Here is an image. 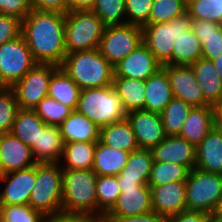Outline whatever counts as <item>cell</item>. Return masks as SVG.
I'll return each instance as SVG.
<instances>
[{
	"label": "cell",
	"instance_id": "cell-8",
	"mask_svg": "<svg viewBox=\"0 0 222 222\" xmlns=\"http://www.w3.org/2000/svg\"><path fill=\"white\" fill-rule=\"evenodd\" d=\"M186 183V208L212 214L222 195V175L194 168Z\"/></svg>",
	"mask_w": 222,
	"mask_h": 222
},
{
	"label": "cell",
	"instance_id": "cell-37",
	"mask_svg": "<svg viewBox=\"0 0 222 222\" xmlns=\"http://www.w3.org/2000/svg\"><path fill=\"white\" fill-rule=\"evenodd\" d=\"M189 169L183 165L153 161L148 186H160L171 182H185Z\"/></svg>",
	"mask_w": 222,
	"mask_h": 222
},
{
	"label": "cell",
	"instance_id": "cell-9",
	"mask_svg": "<svg viewBox=\"0 0 222 222\" xmlns=\"http://www.w3.org/2000/svg\"><path fill=\"white\" fill-rule=\"evenodd\" d=\"M58 68L53 64L36 63L12 86L19 109L33 110L47 97L50 79Z\"/></svg>",
	"mask_w": 222,
	"mask_h": 222
},
{
	"label": "cell",
	"instance_id": "cell-34",
	"mask_svg": "<svg viewBox=\"0 0 222 222\" xmlns=\"http://www.w3.org/2000/svg\"><path fill=\"white\" fill-rule=\"evenodd\" d=\"M153 156L150 149H137L129 155L126 166L120 172L123 179L139 180L148 185Z\"/></svg>",
	"mask_w": 222,
	"mask_h": 222
},
{
	"label": "cell",
	"instance_id": "cell-26",
	"mask_svg": "<svg viewBox=\"0 0 222 222\" xmlns=\"http://www.w3.org/2000/svg\"><path fill=\"white\" fill-rule=\"evenodd\" d=\"M130 153L114 149L98 140L92 170L97 176H117L126 166Z\"/></svg>",
	"mask_w": 222,
	"mask_h": 222
},
{
	"label": "cell",
	"instance_id": "cell-20",
	"mask_svg": "<svg viewBox=\"0 0 222 222\" xmlns=\"http://www.w3.org/2000/svg\"><path fill=\"white\" fill-rule=\"evenodd\" d=\"M195 168L222 175V128L214 126L196 146Z\"/></svg>",
	"mask_w": 222,
	"mask_h": 222
},
{
	"label": "cell",
	"instance_id": "cell-51",
	"mask_svg": "<svg viewBox=\"0 0 222 222\" xmlns=\"http://www.w3.org/2000/svg\"><path fill=\"white\" fill-rule=\"evenodd\" d=\"M95 0H74L68 7L69 11H91Z\"/></svg>",
	"mask_w": 222,
	"mask_h": 222
},
{
	"label": "cell",
	"instance_id": "cell-10",
	"mask_svg": "<svg viewBox=\"0 0 222 222\" xmlns=\"http://www.w3.org/2000/svg\"><path fill=\"white\" fill-rule=\"evenodd\" d=\"M143 40V27L131 24L106 26L100 40V53L115 66Z\"/></svg>",
	"mask_w": 222,
	"mask_h": 222
},
{
	"label": "cell",
	"instance_id": "cell-49",
	"mask_svg": "<svg viewBox=\"0 0 222 222\" xmlns=\"http://www.w3.org/2000/svg\"><path fill=\"white\" fill-rule=\"evenodd\" d=\"M164 222H212L211 215L202 211H183L164 218Z\"/></svg>",
	"mask_w": 222,
	"mask_h": 222
},
{
	"label": "cell",
	"instance_id": "cell-29",
	"mask_svg": "<svg viewBox=\"0 0 222 222\" xmlns=\"http://www.w3.org/2000/svg\"><path fill=\"white\" fill-rule=\"evenodd\" d=\"M46 123L31 109H19L11 133L31 149L38 144V137Z\"/></svg>",
	"mask_w": 222,
	"mask_h": 222
},
{
	"label": "cell",
	"instance_id": "cell-22",
	"mask_svg": "<svg viewBox=\"0 0 222 222\" xmlns=\"http://www.w3.org/2000/svg\"><path fill=\"white\" fill-rule=\"evenodd\" d=\"M144 110L161 113L173 99L166 70L162 67L145 80Z\"/></svg>",
	"mask_w": 222,
	"mask_h": 222
},
{
	"label": "cell",
	"instance_id": "cell-43",
	"mask_svg": "<svg viewBox=\"0 0 222 222\" xmlns=\"http://www.w3.org/2000/svg\"><path fill=\"white\" fill-rule=\"evenodd\" d=\"M43 215L30 205H0V222H41Z\"/></svg>",
	"mask_w": 222,
	"mask_h": 222
},
{
	"label": "cell",
	"instance_id": "cell-56",
	"mask_svg": "<svg viewBox=\"0 0 222 222\" xmlns=\"http://www.w3.org/2000/svg\"><path fill=\"white\" fill-rule=\"evenodd\" d=\"M63 1L67 7H69L74 2V0H63Z\"/></svg>",
	"mask_w": 222,
	"mask_h": 222
},
{
	"label": "cell",
	"instance_id": "cell-25",
	"mask_svg": "<svg viewBox=\"0 0 222 222\" xmlns=\"http://www.w3.org/2000/svg\"><path fill=\"white\" fill-rule=\"evenodd\" d=\"M191 67L202 89L204 100L214 106L222 99V81L213 62L200 58Z\"/></svg>",
	"mask_w": 222,
	"mask_h": 222
},
{
	"label": "cell",
	"instance_id": "cell-52",
	"mask_svg": "<svg viewBox=\"0 0 222 222\" xmlns=\"http://www.w3.org/2000/svg\"><path fill=\"white\" fill-rule=\"evenodd\" d=\"M116 178L120 186L121 192H124V189L138 188L140 185H143V183L139 180L123 179L120 174H118Z\"/></svg>",
	"mask_w": 222,
	"mask_h": 222
},
{
	"label": "cell",
	"instance_id": "cell-16",
	"mask_svg": "<svg viewBox=\"0 0 222 222\" xmlns=\"http://www.w3.org/2000/svg\"><path fill=\"white\" fill-rule=\"evenodd\" d=\"M152 207L163 218L186 211V183L171 182L160 186H149Z\"/></svg>",
	"mask_w": 222,
	"mask_h": 222
},
{
	"label": "cell",
	"instance_id": "cell-5",
	"mask_svg": "<svg viewBox=\"0 0 222 222\" xmlns=\"http://www.w3.org/2000/svg\"><path fill=\"white\" fill-rule=\"evenodd\" d=\"M105 25L91 11H67L65 13L66 53L97 49L103 36Z\"/></svg>",
	"mask_w": 222,
	"mask_h": 222
},
{
	"label": "cell",
	"instance_id": "cell-41",
	"mask_svg": "<svg viewBox=\"0 0 222 222\" xmlns=\"http://www.w3.org/2000/svg\"><path fill=\"white\" fill-rule=\"evenodd\" d=\"M187 0H153L149 23H165L186 13Z\"/></svg>",
	"mask_w": 222,
	"mask_h": 222
},
{
	"label": "cell",
	"instance_id": "cell-11",
	"mask_svg": "<svg viewBox=\"0 0 222 222\" xmlns=\"http://www.w3.org/2000/svg\"><path fill=\"white\" fill-rule=\"evenodd\" d=\"M35 64L22 34L0 45V81L5 87H12Z\"/></svg>",
	"mask_w": 222,
	"mask_h": 222
},
{
	"label": "cell",
	"instance_id": "cell-28",
	"mask_svg": "<svg viewBox=\"0 0 222 222\" xmlns=\"http://www.w3.org/2000/svg\"><path fill=\"white\" fill-rule=\"evenodd\" d=\"M99 141L121 151L132 152L139 149L127 118L101 127Z\"/></svg>",
	"mask_w": 222,
	"mask_h": 222
},
{
	"label": "cell",
	"instance_id": "cell-1",
	"mask_svg": "<svg viewBox=\"0 0 222 222\" xmlns=\"http://www.w3.org/2000/svg\"><path fill=\"white\" fill-rule=\"evenodd\" d=\"M36 63L58 67L66 56L65 14L33 10L22 20V31Z\"/></svg>",
	"mask_w": 222,
	"mask_h": 222
},
{
	"label": "cell",
	"instance_id": "cell-4",
	"mask_svg": "<svg viewBox=\"0 0 222 222\" xmlns=\"http://www.w3.org/2000/svg\"><path fill=\"white\" fill-rule=\"evenodd\" d=\"M76 111L99 128L123 120L127 116L113 85L81 90Z\"/></svg>",
	"mask_w": 222,
	"mask_h": 222
},
{
	"label": "cell",
	"instance_id": "cell-18",
	"mask_svg": "<svg viewBox=\"0 0 222 222\" xmlns=\"http://www.w3.org/2000/svg\"><path fill=\"white\" fill-rule=\"evenodd\" d=\"M153 161L172 162L192 170L196 166V147L178 136H166L151 149Z\"/></svg>",
	"mask_w": 222,
	"mask_h": 222
},
{
	"label": "cell",
	"instance_id": "cell-38",
	"mask_svg": "<svg viewBox=\"0 0 222 222\" xmlns=\"http://www.w3.org/2000/svg\"><path fill=\"white\" fill-rule=\"evenodd\" d=\"M91 12L95 13L105 26L126 24L125 0H95Z\"/></svg>",
	"mask_w": 222,
	"mask_h": 222
},
{
	"label": "cell",
	"instance_id": "cell-54",
	"mask_svg": "<svg viewBox=\"0 0 222 222\" xmlns=\"http://www.w3.org/2000/svg\"><path fill=\"white\" fill-rule=\"evenodd\" d=\"M212 220H222V195L220 196L218 203L211 214Z\"/></svg>",
	"mask_w": 222,
	"mask_h": 222
},
{
	"label": "cell",
	"instance_id": "cell-14",
	"mask_svg": "<svg viewBox=\"0 0 222 222\" xmlns=\"http://www.w3.org/2000/svg\"><path fill=\"white\" fill-rule=\"evenodd\" d=\"M169 78L173 96L194 106L209 105L195 78L191 65H162Z\"/></svg>",
	"mask_w": 222,
	"mask_h": 222
},
{
	"label": "cell",
	"instance_id": "cell-42",
	"mask_svg": "<svg viewBox=\"0 0 222 222\" xmlns=\"http://www.w3.org/2000/svg\"><path fill=\"white\" fill-rule=\"evenodd\" d=\"M19 106L12 87L0 90V134L11 132Z\"/></svg>",
	"mask_w": 222,
	"mask_h": 222
},
{
	"label": "cell",
	"instance_id": "cell-31",
	"mask_svg": "<svg viewBox=\"0 0 222 222\" xmlns=\"http://www.w3.org/2000/svg\"><path fill=\"white\" fill-rule=\"evenodd\" d=\"M113 86L122 101L125 111L144 110L145 81L122 76H114Z\"/></svg>",
	"mask_w": 222,
	"mask_h": 222
},
{
	"label": "cell",
	"instance_id": "cell-55",
	"mask_svg": "<svg viewBox=\"0 0 222 222\" xmlns=\"http://www.w3.org/2000/svg\"><path fill=\"white\" fill-rule=\"evenodd\" d=\"M215 69L218 72V76L220 77L221 81H222V56H218L215 59L212 60Z\"/></svg>",
	"mask_w": 222,
	"mask_h": 222
},
{
	"label": "cell",
	"instance_id": "cell-24",
	"mask_svg": "<svg viewBox=\"0 0 222 222\" xmlns=\"http://www.w3.org/2000/svg\"><path fill=\"white\" fill-rule=\"evenodd\" d=\"M59 128L64 143L99 140L100 128L76 110L59 125Z\"/></svg>",
	"mask_w": 222,
	"mask_h": 222
},
{
	"label": "cell",
	"instance_id": "cell-21",
	"mask_svg": "<svg viewBox=\"0 0 222 222\" xmlns=\"http://www.w3.org/2000/svg\"><path fill=\"white\" fill-rule=\"evenodd\" d=\"M214 126L213 106H194L190 110L178 137L196 147Z\"/></svg>",
	"mask_w": 222,
	"mask_h": 222
},
{
	"label": "cell",
	"instance_id": "cell-44",
	"mask_svg": "<svg viewBox=\"0 0 222 222\" xmlns=\"http://www.w3.org/2000/svg\"><path fill=\"white\" fill-rule=\"evenodd\" d=\"M153 0H125L126 24L144 27L149 24Z\"/></svg>",
	"mask_w": 222,
	"mask_h": 222
},
{
	"label": "cell",
	"instance_id": "cell-13",
	"mask_svg": "<svg viewBox=\"0 0 222 222\" xmlns=\"http://www.w3.org/2000/svg\"><path fill=\"white\" fill-rule=\"evenodd\" d=\"M139 149H152L166 138L160 113L135 110L127 113Z\"/></svg>",
	"mask_w": 222,
	"mask_h": 222
},
{
	"label": "cell",
	"instance_id": "cell-46",
	"mask_svg": "<svg viewBox=\"0 0 222 222\" xmlns=\"http://www.w3.org/2000/svg\"><path fill=\"white\" fill-rule=\"evenodd\" d=\"M41 222H101V220L90 214L60 210L44 214Z\"/></svg>",
	"mask_w": 222,
	"mask_h": 222
},
{
	"label": "cell",
	"instance_id": "cell-59",
	"mask_svg": "<svg viewBox=\"0 0 222 222\" xmlns=\"http://www.w3.org/2000/svg\"><path fill=\"white\" fill-rule=\"evenodd\" d=\"M212 222H222V220H212Z\"/></svg>",
	"mask_w": 222,
	"mask_h": 222
},
{
	"label": "cell",
	"instance_id": "cell-50",
	"mask_svg": "<svg viewBox=\"0 0 222 222\" xmlns=\"http://www.w3.org/2000/svg\"><path fill=\"white\" fill-rule=\"evenodd\" d=\"M30 8L38 11L59 12L65 14L69 8L63 0H28Z\"/></svg>",
	"mask_w": 222,
	"mask_h": 222
},
{
	"label": "cell",
	"instance_id": "cell-30",
	"mask_svg": "<svg viewBox=\"0 0 222 222\" xmlns=\"http://www.w3.org/2000/svg\"><path fill=\"white\" fill-rule=\"evenodd\" d=\"M97 142L65 143L59 161L61 169H92Z\"/></svg>",
	"mask_w": 222,
	"mask_h": 222
},
{
	"label": "cell",
	"instance_id": "cell-32",
	"mask_svg": "<svg viewBox=\"0 0 222 222\" xmlns=\"http://www.w3.org/2000/svg\"><path fill=\"white\" fill-rule=\"evenodd\" d=\"M81 89L78 85L59 67L49 82L48 95L54 100L76 110Z\"/></svg>",
	"mask_w": 222,
	"mask_h": 222
},
{
	"label": "cell",
	"instance_id": "cell-36",
	"mask_svg": "<svg viewBox=\"0 0 222 222\" xmlns=\"http://www.w3.org/2000/svg\"><path fill=\"white\" fill-rule=\"evenodd\" d=\"M97 218L103 217L113 208L121 193L116 176H97Z\"/></svg>",
	"mask_w": 222,
	"mask_h": 222
},
{
	"label": "cell",
	"instance_id": "cell-47",
	"mask_svg": "<svg viewBox=\"0 0 222 222\" xmlns=\"http://www.w3.org/2000/svg\"><path fill=\"white\" fill-rule=\"evenodd\" d=\"M30 11L28 0H0V14L15 16L23 20Z\"/></svg>",
	"mask_w": 222,
	"mask_h": 222
},
{
	"label": "cell",
	"instance_id": "cell-45",
	"mask_svg": "<svg viewBox=\"0 0 222 222\" xmlns=\"http://www.w3.org/2000/svg\"><path fill=\"white\" fill-rule=\"evenodd\" d=\"M22 20L18 17L0 14V45L21 35Z\"/></svg>",
	"mask_w": 222,
	"mask_h": 222
},
{
	"label": "cell",
	"instance_id": "cell-23",
	"mask_svg": "<svg viewBox=\"0 0 222 222\" xmlns=\"http://www.w3.org/2000/svg\"><path fill=\"white\" fill-rule=\"evenodd\" d=\"M64 141L59 126L45 125L32 148L36 163H59L64 150Z\"/></svg>",
	"mask_w": 222,
	"mask_h": 222
},
{
	"label": "cell",
	"instance_id": "cell-2",
	"mask_svg": "<svg viewBox=\"0 0 222 222\" xmlns=\"http://www.w3.org/2000/svg\"><path fill=\"white\" fill-rule=\"evenodd\" d=\"M60 67L81 90L113 85L114 66L98 48L66 54Z\"/></svg>",
	"mask_w": 222,
	"mask_h": 222
},
{
	"label": "cell",
	"instance_id": "cell-39",
	"mask_svg": "<svg viewBox=\"0 0 222 222\" xmlns=\"http://www.w3.org/2000/svg\"><path fill=\"white\" fill-rule=\"evenodd\" d=\"M186 12L192 20L222 23V0H187Z\"/></svg>",
	"mask_w": 222,
	"mask_h": 222
},
{
	"label": "cell",
	"instance_id": "cell-57",
	"mask_svg": "<svg viewBox=\"0 0 222 222\" xmlns=\"http://www.w3.org/2000/svg\"><path fill=\"white\" fill-rule=\"evenodd\" d=\"M4 170L2 168L1 162H0V179L4 176Z\"/></svg>",
	"mask_w": 222,
	"mask_h": 222
},
{
	"label": "cell",
	"instance_id": "cell-7",
	"mask_svg": "<svg viewBox=\"0 0 222 222\" xmlns=\"http://www.w3.org/2000/svg\"><path fill=\"white\" fill-rule=\"evenodd\" d=\"M192 22L186 12L169 22L149 23L143 27L142 42L162 65H172L174 40L182 31L190 30Z\"/></svg>",
	"mask_w": 222,
	"mask_h": 222
},
{
	"label": "cell",
	"instance_id": "cell-17",
	"mask_svg": "<svg viewBox=\"0 0 222 222\" xmlns=\"http://www.w3.org/2000/svg\"><path fill=\"white\" fill-rule=\"evenodd\" d=\"M0 162L4 174L28 169L36 164L32 149L11 132L0 134Z\"/></svg>",
	"mask_w": 222,
	"mask_h": 222
},
{
	"label": "cell",
	"instance_id": "cell-35",
	"mask_svg": "<svg viewBox=\"0 0 222 222\" xmlns=\"http://www.w3.org/2000/svg\"><path fill=\"white\" fill-rule=\"evenodd\" d=\"M192 105L173 97L160 113L166 136H178L188 118Z\"/></svg>",
	"mask_w": 222,
	"mask_h": 222
},
{
	"label": "cell",
	"instance_id": "cell-15",
	"mask_svg": "<svg viewBox=\"0 0 222 222\" xmlns=\"http://www.w3.org/2000/svg\"><path fill=\"white\" fill-rule=\"evenodd\" d=\"M162 68V64L142 42L114 66V76L145 81Z\"/></svg>",
	"mask_w": 222,
	"mask_h": 222
},
{
	"label": "cell",
	"instance_id": "cell-40",
	"mask_svg": "<svg viewBox=\"0 0 222 222\" xmlns=\"http://www.w3.org/2000/svg\"><path fill=\"white\" fill-rule=\"evenodd\" d=\"M33 110L47 125L52 126H59L73 112L70 107L49 96L43 98Z\"/></svg>",
	"mask_w": 222,
	"mask_h": 222
},
{
	"label": "cell",
	"instance_id": "cell-33",
	"mask_svg": "<svg viewBox=\"0 0 222 222\" xmlns=\"http://www.w3.org/2000/svg\"><path fill=\"white\" fill-rule=\"evenodd\" d=\"M201 42L192 30L182 31L173 44L172 65H191L201 58Z\"/></svg>",
	"mask_w": 222,
	"mask_h": 222
},
{
	"label": "cell",
	"instance_id": "cell-19",
	"mask_svg": "<svg viewBox=\"0 0 222 222\" xmlns=\"http://www.w3.org/2000/svg\"><path fill=\"white\" fill-rule=\"evenodd\" d=\"M153 211L151 188L140 185L138 188L124 189L116 204L105 216H135Z\"/></svg>",
	"mask_w": 222,
	"mask_h": 222
},
{
	"label": "cell",
	"instance_id": "cell-58",
	"mask_svg": "<svg viewBox=\"0 0 222 222\" xmlns=\"http://www.w3.org/2000/svg\"><path fill=\"white\" fill-rule=\"evenodd\" d=\"M5 86L3 85V83L0 81V90L3 89Z\"/></svg>",
	"mask_w": 222,
	"mask_h": 222
},
{
	"label": "cell",
	"instance_id": "cell-12",
	"mask_svg": "<svg viewBox=\"0 0 222 222\" xmlns=\"http://www.w3.org/2000/svg\"><path fill=\"white\" fill-rule=\"evenodd\" d=\"M36 183V164L24 170L5 174L0 179V205H29Z\"/></svg>",
	"mask_w": 222,
	"mask_h": 222
},
{
	"label": "cell",
	"instance_id": "cell-6",
	"mask_svg": "<svg viewBox=\"0 0 222 222\" xmlns=\"http://www.w3.org/2000/svg\"><path fill=\"white\" fill-rule=\"evenodd\" d=\"M62 169L59 163H36V183L29 205L43 214L62 210Z\"/></svg>",
	"mask_w": 222,
	"mask_h": 222
},
{
	"label": "cell",
	"instance_id": "cell-3",
	"mask_svg": "<svg viewBox=\"0 0 222 222\" xmlns=\"http://www.w3.org/2000/svg\"><path fill=\"white\" fill-rule=\"evenodd\" d=\"M96 181L92 169H62V210L97 217Z\"/></svg>",
	"mask_w": 222,
	"mask_h": 222
},
{
	"label": "cell",
	"instance_id": "cell-27",
	"mask_svg": "<svg viewBox=\"0 0 222 222\" xmlns=\"http://www.w3.org/2000/svg\"><path fill=\"white\" fill-rule=\"evenodd\" d=\"M191 30L201 42V58L212 61L222 56V24L193 20Z\"/></svg>",
	"mask_w": 222,
	"mask_h": 222
},
{
	"label": "cell",
	"instance_id": "cell-48",
	"mask_svg": "<svg viewBox=\"0 0 222 222\" xmlns=\"http://www.w3.org/2000/svg\"><path fill=\"white\" fill-rule=\"evenodd\" d=\"M164 218L155 211L135 216H104L101 222H163Z\"/></svg>",
	"mask_w": 222,
	"mask_h": 222
},
{
	"label": "cell",
	"instance_id": "cell-53",
	"mask_svg": "<svg viewBox=\"0 0 222 222\" xmlns=\"http://www.w3.org/2000/svg\"><path fill=\"white\" fill-rule=\"evenodd\" d=\"M214 110V124L222 128V99L213 106Z\"/></svg>",
	"mask_w": 222,
	"mask_h": 222
}]
</instances>
